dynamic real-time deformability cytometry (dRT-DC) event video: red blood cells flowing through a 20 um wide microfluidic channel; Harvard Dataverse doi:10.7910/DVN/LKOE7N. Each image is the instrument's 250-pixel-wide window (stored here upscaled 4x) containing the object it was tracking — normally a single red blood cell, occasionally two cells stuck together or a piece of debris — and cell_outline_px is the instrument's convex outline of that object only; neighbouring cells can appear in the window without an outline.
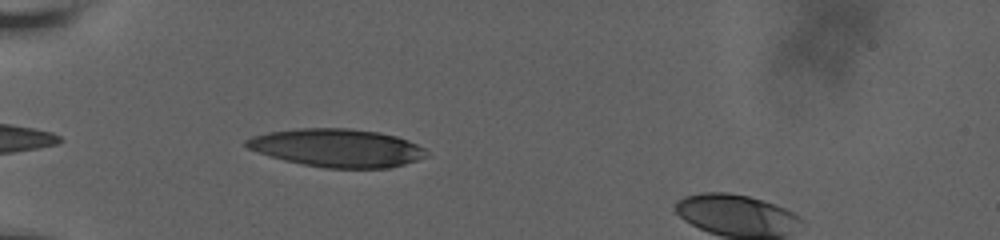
{"species": "human", "species_latin": "Homo sapiens", "temperature_condition": "room temperature", "stored_images_in_passage": 30, "camera_frame_rate_fps": 3000, "um_per_image_px": 0.085, "donor": {"sex": "male"}, "frame": {"image": 1, "passage_image": 1, "time_ms": 0.0, "image_size_px": [1000, 240], "cell_outline_px": [[428, 156], [404, 164], [388, 168], [324, 168], [284, 160], [248, 148], [244, 144], [244, 140], [252, 136], [268, 132], [296, 128], [348, 128], [380, 132], [396, 136], [408, 140], [424, 148]], "centroid_in_image_um": [28.66, 12.56], "position_along_channel_um": 56.3, "area_um2": 39.88}}
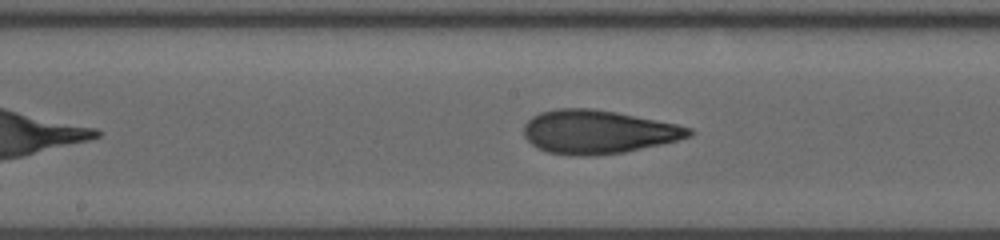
{"frame": {"image": 2, "passage_image": 17, "time_ms": 4.333, "image_size_px": [1000, 240], "cell_outline_px": [[696, 132], [692, 136], [660, 144], [624, 152], [596, 156], [572, 156], [548, 152], [532, 144], [524, 136], [524, 124], [532, 116], [540, 112], [556, 108], [592, 108], [616, 112], [676, 124], [692, 128]], "centroid_in_image_um": [50.82, 11.21], "position_along_channel_um": 197.4, "area_um2": 41.96}}
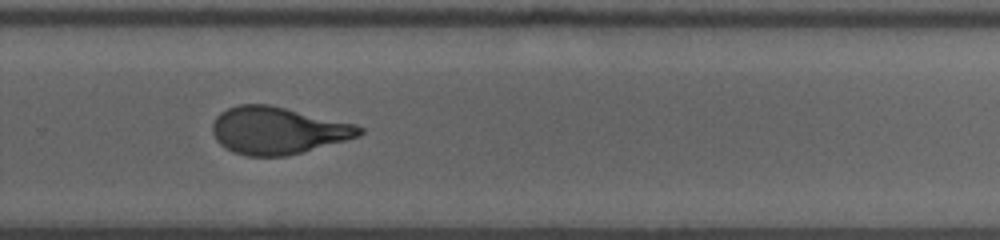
{"frame": {"image": 3, "passage_image": 29, "time_ms": 7.333, "image_size_px": [1000, 240], "cell_outline_px": [[364, 132], [356, 136], [344, 140], [300, 152], [284, 156], [244, 156], [232, 152], [224, 148], [216, 140], [212, 132], [212, 124], [216, 116], [220, 112], [228, 108], [240, 104], [268, 104], [356, 124], [364, 128]], "centroid_in_image_um": [23.54, 11.09], "position_along_channel_um": 306.3, "area_um2": 40.17}}